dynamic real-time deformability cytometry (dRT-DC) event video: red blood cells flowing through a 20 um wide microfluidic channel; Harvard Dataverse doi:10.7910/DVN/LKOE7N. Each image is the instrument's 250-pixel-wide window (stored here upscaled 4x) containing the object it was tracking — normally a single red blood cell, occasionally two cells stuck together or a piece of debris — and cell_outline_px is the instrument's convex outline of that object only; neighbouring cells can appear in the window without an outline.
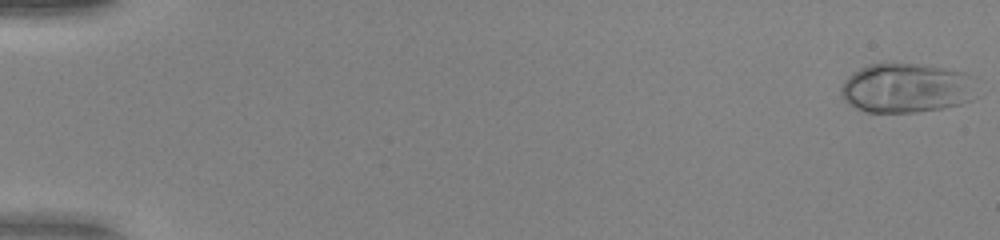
{"species": "human", "species_latin": "Homo sapiens", "temperature_condition": "warm", "stored_images_in_passage": 51, "camera_frame_rate_fps": 3000, "um_per_image_px": 0.085, "donor": {"sex": "female"}, "frame": {"image": 1, "passage_image": 1, "time_ms": 0.0, "image_size_px": [1000, 240], "cell_outline_px": [[980, 96], [972, 100], [960, 104], [944, 108], [916, 112], [864, 112], [848, 104], [840, 96], [840, 88], [844, 80], [852, 72], [868, 64], [884, 60], [916, 64], [964, 72], [976, 76]], "centroid_in_image_um": [77.09, 7.46], "position_along_channel_um": 7.9, "area_um2": 40.69}}
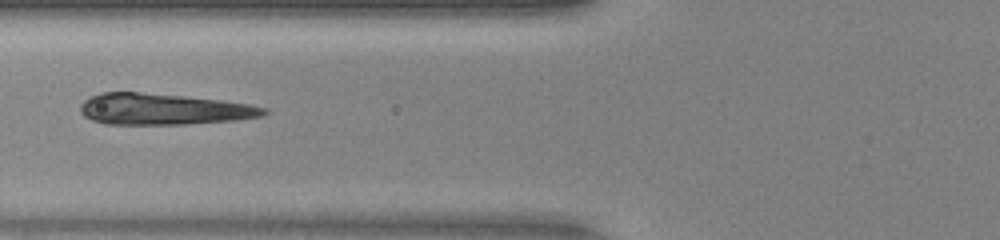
{"frame": {"image": 2, "passage_image": 22, "time_ms": 7.0, "image_size_px": [1000, 240], "cell_outline_px": [[268, 112], [260, 116], [236, 120], [184, 124], [104, 124], [92, 120], [84, 116], [80, 112], [80, 104], [84, 100], [100, 92], [140, 92], [184, 96], [220, 100], [248, 104], [268, 108]], "centroid_in_image_um": [13.86, 9.28], "position_along_channel_um": 111.9, "area_um2": 33.29}}
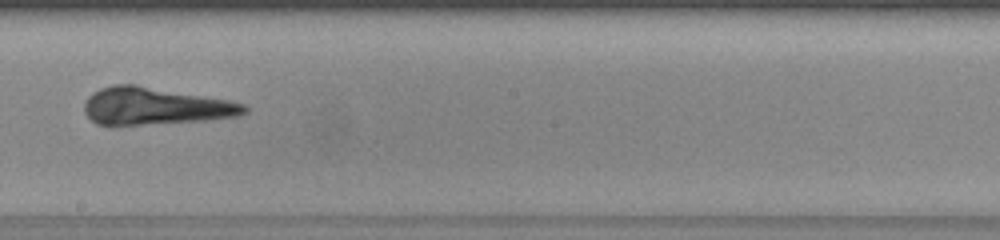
{"frame": {"image": 3, "passage_image": 31, "time_ms": 10.0, "image_size_px": [1000, 240], "cell_outline_px": [[248, 112], [240, 116], [204, 120], [140, 124], [96, 124], [84, 112], [84, 104], [88, 96], [92, 92], [100, 88], [112, 84], [136, 84], [228, 100], [244, 104], [248, 108]], "centroid_in_image_um": [13.17, 9.0], "position_along_channel_um": 235.0, "area_um2": 34.51}, "authors_computed_cell_mechanics": {"area_um2": 34.6222, "velocity_mm_per_s": 4.1055, "shape_relaxation_time_tau1_ms": 4.8055, "shape_relaxation_time_tau2_ms": 1.1693, "deformation_change_tau1": 0.2036, "deformation_change_tau2": 0.0703}}